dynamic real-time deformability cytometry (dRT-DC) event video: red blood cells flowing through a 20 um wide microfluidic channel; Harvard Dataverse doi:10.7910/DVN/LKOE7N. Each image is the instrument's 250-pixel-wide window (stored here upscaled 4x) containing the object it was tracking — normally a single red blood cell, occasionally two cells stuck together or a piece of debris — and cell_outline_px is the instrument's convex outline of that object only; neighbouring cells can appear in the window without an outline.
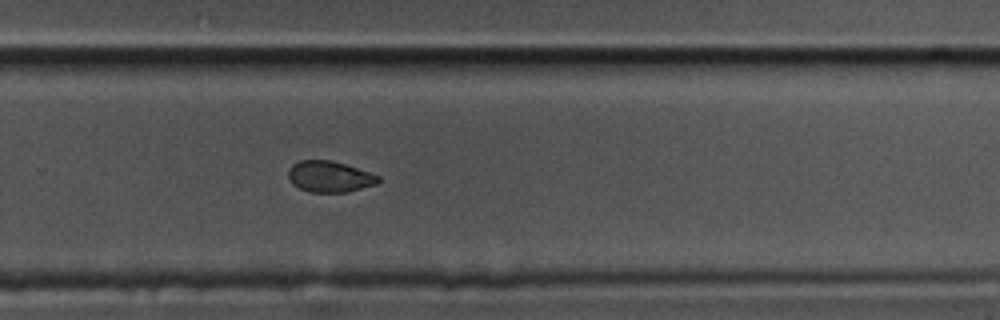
{"species": "common noctule bat (a hibernating species)", "species_latin": "Nyctalus noctula", "temperature_condition": "cold", "stored_images_in_passage": 45, "camera_frame_rate_fps": 3000, "um_per_image_px": 0.085, "animal": {"sex": "male", "body_mass_g": 17.5, "forearm_length_mm": 52.3}, "frame": {"image": 1, "passage_image": 26, "time_ms": 8.333, "image_size_px": [1000, 320], "cell_outline_px": [[380, 180], [376, 184], [348, 192], [312, 192], [300, 188], [292, 184], [288, 180], [288, 168], [292, 164], [300, 160], [332, 160], [380, 176]], "centroid_in_image_um": [27.98, 15.01], "position_along_channel_um": 301.8, "area_um2": 16.3}}
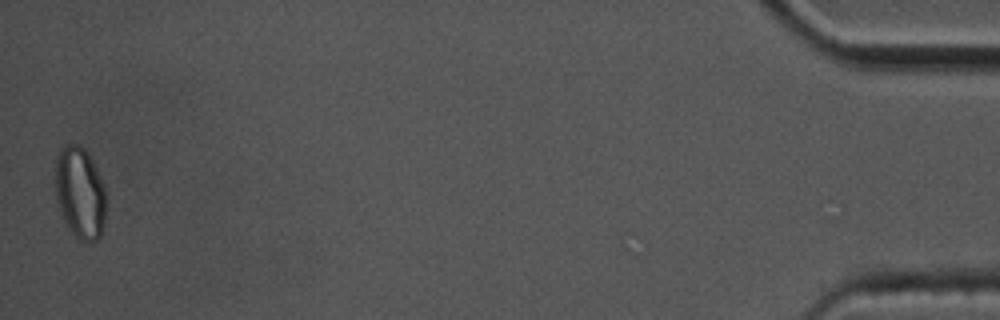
{"frame": {"image": 2, "passage_image": 45, "time_ms": 14.667, "image_size_px": [1000, 320], "cell_outline_px": [[104, 224], [100, 236], [96, 240], [80, 240], [64, 224], [56, 200], [56, 156], [60, 148], [68, 144], [80, 144], [88, 152], [96, 168], [104, 188]], "centroid_in_image_um": [6.77, 16.36], "position_along_channel_um": 428.4, "area_um2": 26.93}, "authors_computed_cell_mechanics": {"area_um2": 17.6868, "velocity_mm_per_s": 3.4789, "shape_relaxation_time_tau1_ms": 4.4316, "shape_relaxation_time_tau2_ms": 8.4182, "deformation_change_tau1": 0.0727, "deformation_change_tau2": 0.0899}}